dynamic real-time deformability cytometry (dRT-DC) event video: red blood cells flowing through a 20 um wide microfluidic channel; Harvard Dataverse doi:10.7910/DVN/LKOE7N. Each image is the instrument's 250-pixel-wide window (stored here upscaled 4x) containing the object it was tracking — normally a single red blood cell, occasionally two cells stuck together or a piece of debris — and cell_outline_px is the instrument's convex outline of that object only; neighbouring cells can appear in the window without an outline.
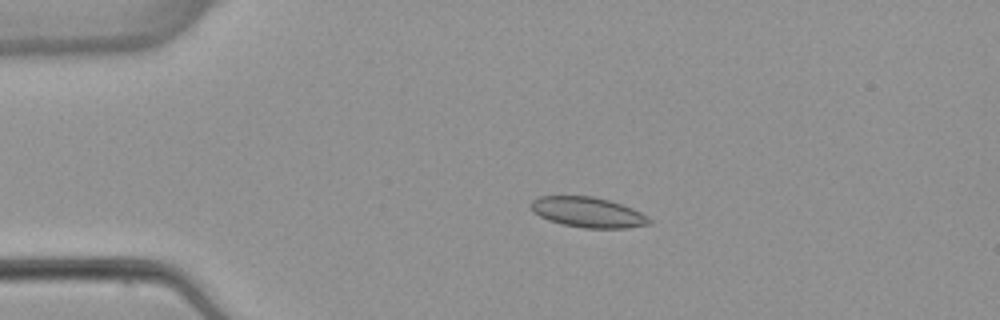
{"species": "common noctule bat (a hibernating species)", "species_latin": "Nyctalus noctula", "temperature_condition": "warm", "stored_images_in_passage": 4, "camera_frame_rate_fps": 3000, "um_per_image_px": 0.085, "animal": {"sex": "female", "body_mass_g": 22.7, "forearm_length_mm": 54.2}, "frame": {"image": 1, "passage_image": 3, "time_ms": 2.667, "image_size_px": [1000, 320], "cell_outline_px": [[652, 224], [624, 228], [584, 228], [564, 224], [548, 220], [532, 212], [528, 204], [532, 200], [540, 196], [592, 196], [608, 200], [632, 208], [648, 216], [652, 220]], "centroid_in_image_um": [49.95, 18.04], "position_along_channel_um": 35.0, "area_um2": 20.92}}